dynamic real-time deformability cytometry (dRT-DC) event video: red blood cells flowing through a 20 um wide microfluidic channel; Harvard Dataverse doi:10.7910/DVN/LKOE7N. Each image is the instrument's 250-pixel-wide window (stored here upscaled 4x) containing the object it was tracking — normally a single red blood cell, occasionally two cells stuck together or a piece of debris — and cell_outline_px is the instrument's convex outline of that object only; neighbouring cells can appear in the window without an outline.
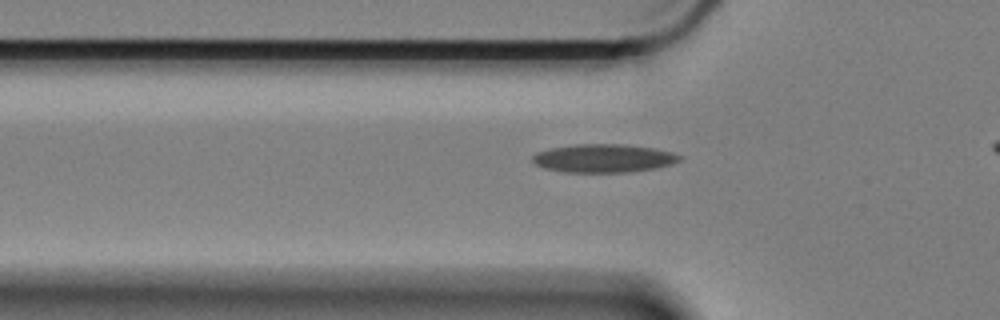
{"species": "Egyptian fruit bat (a non-hibernating species)", "species_latin": "Rousettus aegyptiacus", "temperature_condition": "cold", "stored_images_in_passage": 32, "camera_frame_rate_fps": 3000, "um_per_image_px": 0.085, "animal": {"sex": "female"}, "frame": {"image": 1, "passage_image": 2, "time_ms": 0.333, "image_size_px": [1000, 320], "cell_outline_px": [[684, 156], [680, 160], [672, 164], [656, 168], [628, 172], [564, 172], [544, 168], [536, 164], [532, 160], [532, 156], [536, 152], [548, 148], [576, 144], [620, 144], [656, 148], [672, 152]], "centroid_in_image_um": [51.31, 13.45], "position_along_channel_um": 74.5, "area_um2": 24.45}}
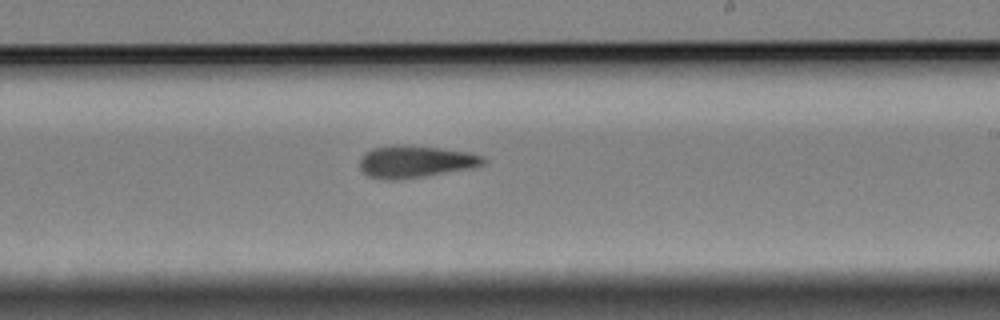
{"frame": {"image": 2, "passage_image": 18, "time_ms": 5.667, "image_size_px": [1000, 320], "cell_outline_px": [[488, 160], [484, 164], [472, 168], [400, 180], [384, 180], [368, 176], [360, 168], [360, 160], [364, 152], [372, 148], [396, 144], [404, 144], [440, 148], [468, 152], [484, 156]], "centroid_in_image_um": [35.3, 13.73], "position_along_channel_um": 253.7, "area_um2": 23.41}}
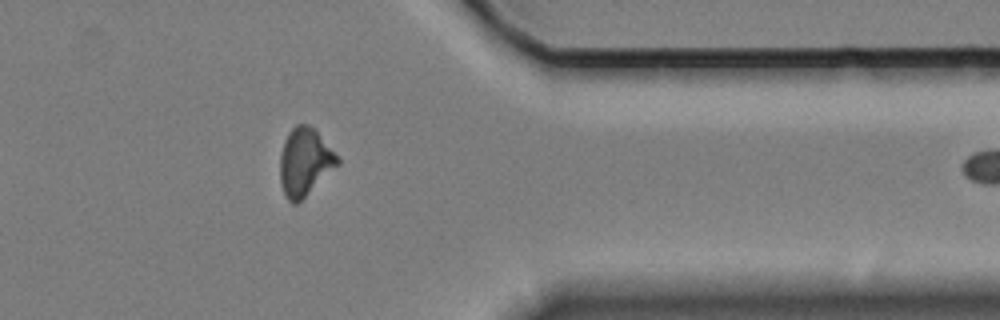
{"frame": {"image": 3, "passage_image": 31, "time_ms": 10.0, "image_size_px": [1000, 320], "cell_outline_px": [[340, 164], [296, 204], [292, 204], [284, 196], [280, 180], [280, 156], [284, 140], [288, 132], [296, 124], [308, 124], [316, 132], [340, 160]], "centroid_in_image_um": [25.87, 13.79], "position_along_channel_um": 385.5, "area_um2": 22.31}}